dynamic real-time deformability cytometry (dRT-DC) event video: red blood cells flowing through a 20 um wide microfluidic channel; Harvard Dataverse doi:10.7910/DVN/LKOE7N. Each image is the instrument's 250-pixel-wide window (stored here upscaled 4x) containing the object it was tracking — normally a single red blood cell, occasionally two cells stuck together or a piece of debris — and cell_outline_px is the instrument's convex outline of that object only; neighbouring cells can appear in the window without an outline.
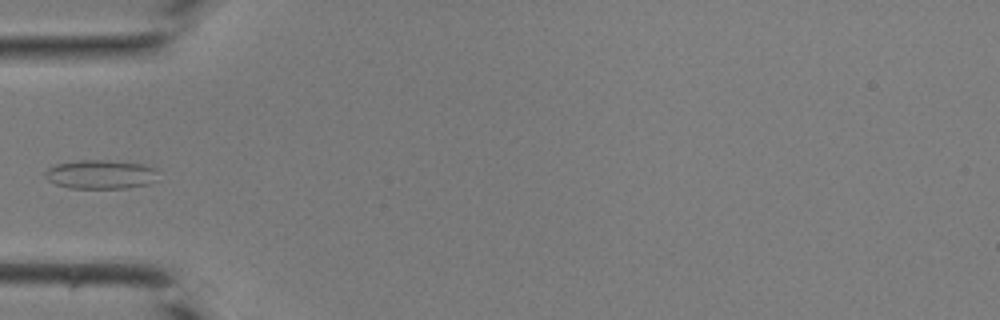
{"species": "common noctule bat (a hibernating species)", "species_latin": "Nyctalus noctula", "temperature_condition": "room temperature", "stored_images_in_passage": 25, "camera_frame_rate_fps": 3000, "um_per_image_px": 0.085, "animal": {"sex": "male", "body_mass_g": 19.0, "forearm_length_mm": 50.8}, "frame": {"image": 1, "passage_image": 1, "time_ms": 0.0, "image_size_px": [1000, 320], "cell_outline_px": [[156, 180], [148, 184], [128, 188], [68, 188], [56, 184], [48, 180], [44, 176], [44, 172], [48, 168], [56, 164], [80, 160], [108, 160], [140, 164], [156, 168]], "centroid_in_image_um": [8.53, 14.83], "position_along_channel_um": 76.5, "area_um2": 19.07}}
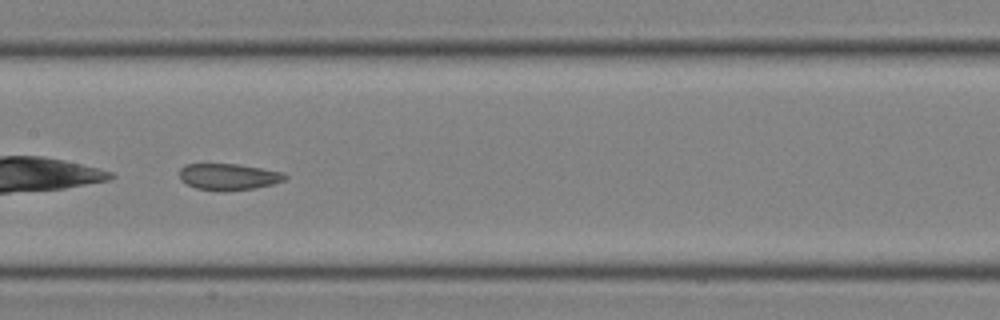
{"frame": {"image": 2, "passage_image": 8, "time_ms": 2.333, "image_size_px": [1000, 320], "cell_outline_px": [[288, 176], [284, 180], [272, 184], [252, 188], [224, 192], [220, 192], [196, 188], [180, 180], [180, 168], [184, 164], [236, 164], [284, 172]], "centroid_in_image_um": [19.4, 15.03], "position_along_channel_um": 188.0, "area_um2": 16.3}}
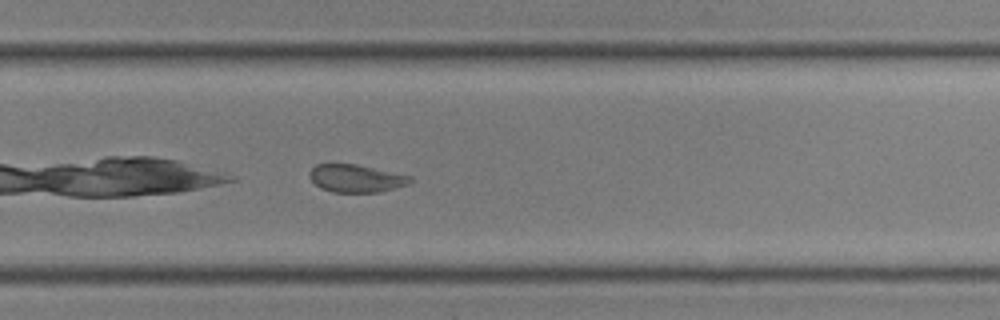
{"frame": {"image": 3, "passage_image": 15, "time_ms": 4.667, "image_size_px": [1000, 320], "cell_outline_px": [[412, 180], [408, 184], [396, 188], [380, 192], [332, 192], [320, 188], [308, 176], [308, 172], [316, 164], [356, 164], [412, 176]], "centroid_in_image_um": [30.26, 15.16], "position_along_channel_um": 299.5, "area_um2": 16.3}}